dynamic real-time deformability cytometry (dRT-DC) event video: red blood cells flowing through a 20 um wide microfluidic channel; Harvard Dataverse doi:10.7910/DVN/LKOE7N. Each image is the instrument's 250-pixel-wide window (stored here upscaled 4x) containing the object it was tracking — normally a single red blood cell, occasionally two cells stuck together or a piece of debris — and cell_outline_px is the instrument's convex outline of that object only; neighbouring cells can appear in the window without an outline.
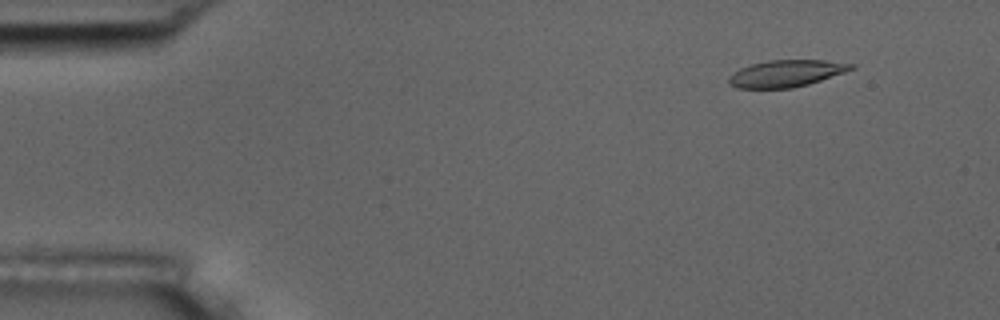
{"species": "common noctule bat (a hibernating species)", "species_latin": "Nyctalus noctula", "temperature_condition": "room temperature", "stored_images_in_passage": 39, "camera_frame_rate_fps": 3000, "um_per_image_px": 0.085, "animal": {"sex": "male", "body_mass_g": 17.5, "forearm_length_mm": 52.3}, "frame": {"image": 1, "passage_image": 5, "time_ms": 1.333, "image_size_px": [1000, 320], "cell_outline_px": [[856, 68], [808, 84], [792, 88], [736, 88], [728, 84], [728, 76], [740, 68], [752, 64], [768, 60], [824, 60], [856, 64]], "centroid_in_image_um": [66.81, 6.24], "position_along_channel_um": 18.2, "area_um2": 19.13}}
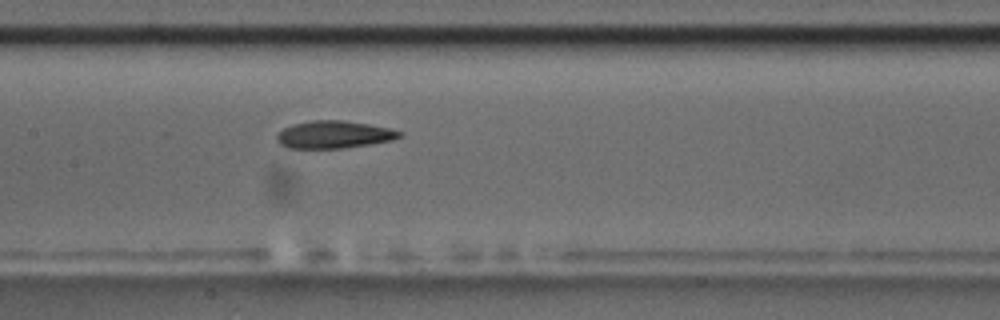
{"frame": {"image": 2, "passage_image": 26, "time_ms": 8.333, "image_size_px": [1000, 320], "cell_outline_px": [[404, 136], [392, 140], [372, 144], [344, 148], [288, 148], [280, 144], [276, 140], [276, 136], [284, 128], [292, 124], [312, 120], [344, 120], [392, 128], [404, 132]], "centroid_in_image_um": [28.44, 11.44], "position_along_channel_um": 179.0, "area_um2": 19.88}}
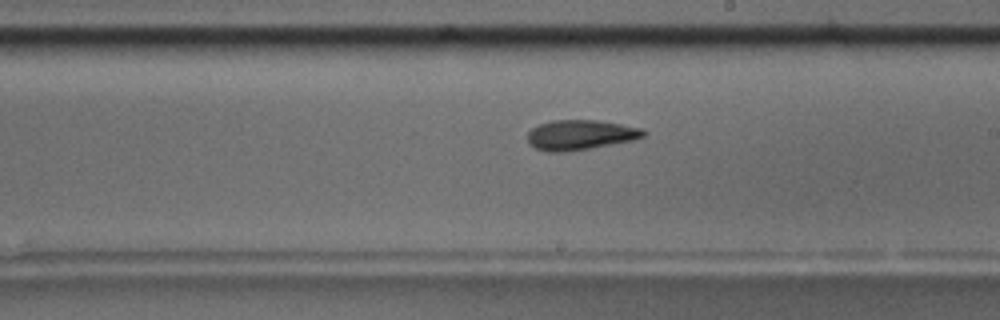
{"frame": {"image": 3, "passage_image": 31, "time_ms": 10.0, "image_size_px": [1000, 320], "cell_outline_px": [[648, 132], [644, 136], [632, 140], [588, 148], [564, 152], [548, 152], [536, 148], [528, 144], [528, 132], [532, 128], [540, 124], [552, 120], [596, 120], [644, 128]], "centroid_in_image_um": [49.32, 11.46], "position_along_channel_um": 239.7, "area_um2": 20.11}}